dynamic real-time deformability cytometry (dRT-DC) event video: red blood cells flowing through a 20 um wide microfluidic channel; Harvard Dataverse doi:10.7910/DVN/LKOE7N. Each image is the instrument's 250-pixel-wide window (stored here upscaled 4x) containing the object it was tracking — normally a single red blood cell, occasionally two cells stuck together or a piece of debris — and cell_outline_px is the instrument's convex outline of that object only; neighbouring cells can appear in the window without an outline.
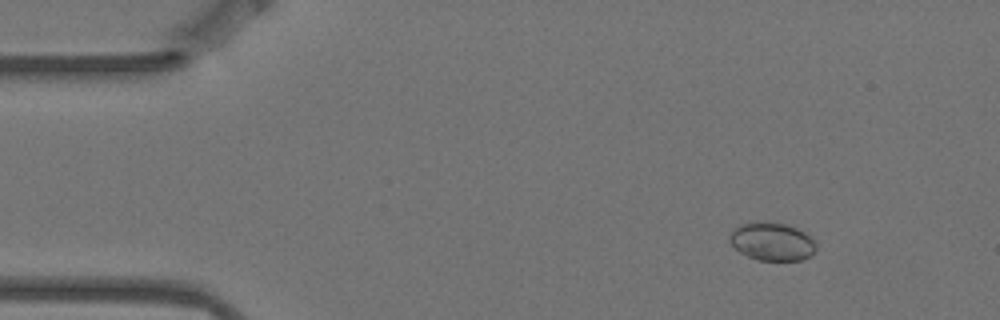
{"species": "Egyptian fruit bat (a non-hibernating species)", "species_latin": "Rousettus aegyptiacus", "temperature_condition": "warm", "stored_images_in_passage": 4, "camera_frame_rate_fps": 3000, "um_per_image_px": 0.085, "animal": {"sex": "female"}, "frame": {"image": 1, "passage_image": 2, "time_ms": 0.333, "image_size_px": [1000, 320], "cell_outline_px": [[816, 248], [812, 256], [800, 260], [756, 260], [740, 252], [728, 240], [728, 236], [736, 228], [744, 224], [784, 224], [796, 228], [804, 232], [816, 244]], "centroid_in_image_um": [65.65, 20.58], "position_along_channel_um": 19.4, "area_um2": 18.5}}
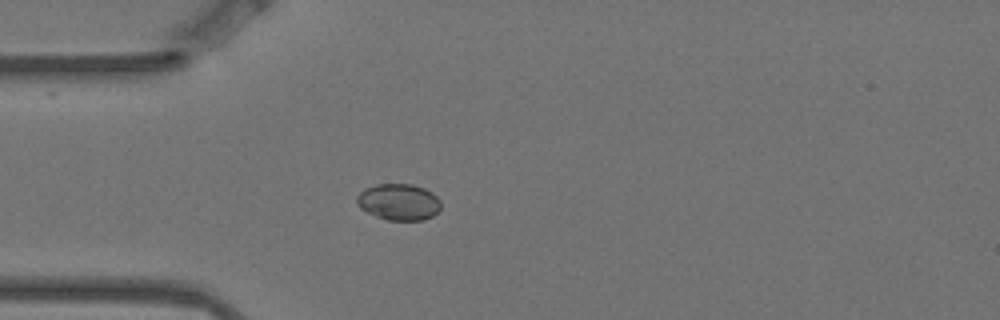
{"frame": {"image": 2, "passage_image": 4, "time_ms": 1.0, "image_size_px": [1000, 320], "cell_outline_px": [[440, 208], [432, 216], [424, 220], [388, 220], [376, 216], [360, 208], [356, 204], [356, 196], [364, 188], [376, 184], [412, 184], [424, 188], [432, 192], [440, 200]], "centroid_in_image_um": [33.87, 17.16], "position_along_channel_um": 51.1, "area_um2": 17.92}}